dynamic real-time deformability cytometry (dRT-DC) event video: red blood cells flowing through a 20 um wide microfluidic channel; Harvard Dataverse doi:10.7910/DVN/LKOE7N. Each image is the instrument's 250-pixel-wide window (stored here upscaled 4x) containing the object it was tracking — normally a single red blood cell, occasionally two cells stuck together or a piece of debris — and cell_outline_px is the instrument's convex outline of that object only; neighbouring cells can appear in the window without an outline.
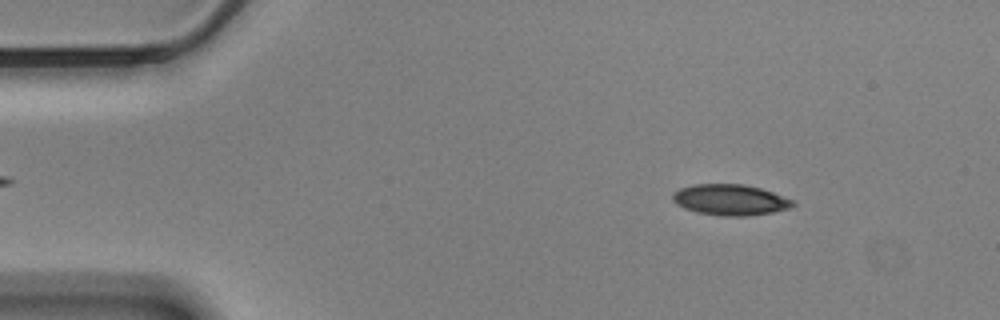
{"species": "Egyptian fruit bat (a non-hibernating species)", "species_latin": "Rousettus aegyptiacus", "temperature_condition": "cold", "stored_images_in_passage": 51, "camera_frame_rate_fps": 3000, "um_per_image_px": 0.085, "animal": {"sex": "male"}, "frame": {"image": 1, "passage_image": 1, "time_ms": 0.0, "image_size_px": [1000, 320], "cell_outline_px": [[796, 204], [788, 208], [772, 212], [744, 216], [724, 216], [696, 212], [684, 208], [676, 204], [672, 200], [672, 196], [680, 188], [692, 184], [744, 184], [760, 188], [796, 200]], "centroid_in_image_um": [62.08, 16.98], "position_along_channel_um": 22.9, "area_um2": 21.62}}
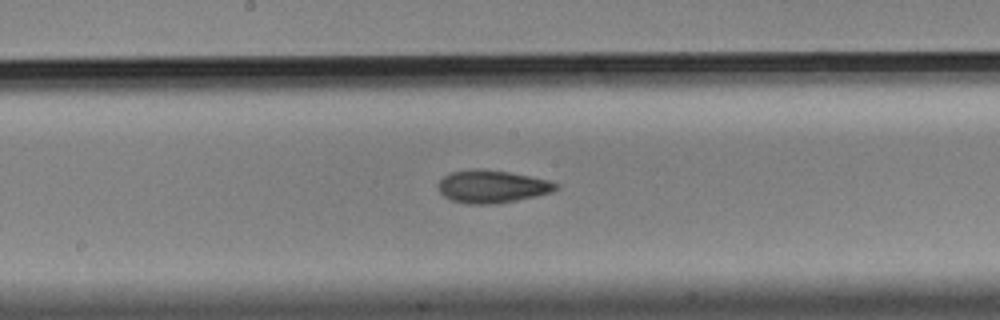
{"frame": {"image": 2, "passage_image": 23, "time_ms": 7.333, "image_size_px": [1000, 320], "cell_outline_px": [[560, 184], [552, 192], [536, 196], [496, 204], [464, 204], [452, 200], [444, 196], [440, 192], [436, 184], [444, 176], [452, 172], [472, 168], [480, 168], [508, 172], [548, 180]], "centroid_in_image_um": [41.79, 15.85], "position_along_channel_um": 206.4, "area_um2": 22.48}}
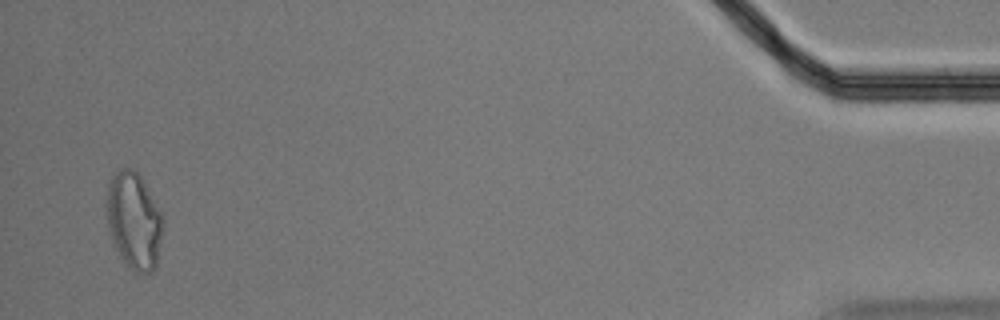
{"frame": {"image": 3, "passage_image": 49, "time_ms": 16.0, "image_size_px": [1000, 320], "cell_outline_px": [[164, 228], [156, 268], [152, 272], [136, 272], [128, 268], [120, 256], [116, 248], [104, 216], [104, 204], [108, 180], [120, 168], [132, 168], [144, 180], [164, 220]], "centroid_in_image_um": [11.36, 18.74], "position_along_channel_um": 423.8, "area_um2": 32.54}, "authors_computed_cell_mechanics": {"area_um2": 22.3108, "velocity_mm_per_s": 3.4695, "shape_relaxation_time_tau1_ms": 6.1688, "shape_relaxation_time_tau2_ms": 3.1689, "deformation_change_tau1": 0.1449, "deformation_change_tau2": 0.0959}}